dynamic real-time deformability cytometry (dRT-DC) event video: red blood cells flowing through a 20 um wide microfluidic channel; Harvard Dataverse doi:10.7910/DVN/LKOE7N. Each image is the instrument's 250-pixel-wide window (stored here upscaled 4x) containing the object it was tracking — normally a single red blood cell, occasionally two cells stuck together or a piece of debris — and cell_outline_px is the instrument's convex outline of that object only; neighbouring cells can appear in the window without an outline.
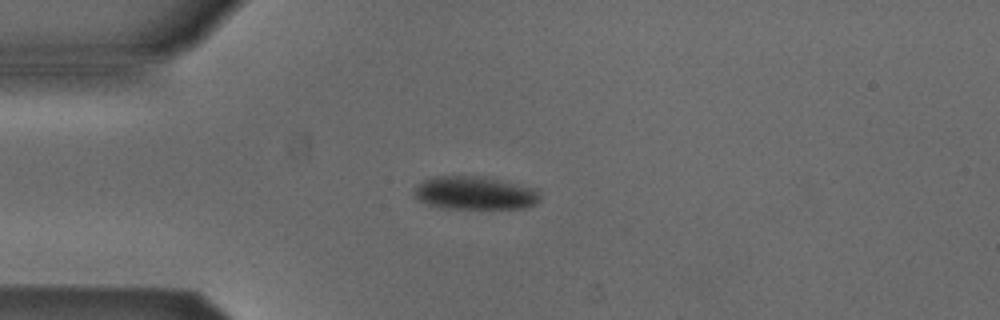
{"species": "Egyptian fruit bat (a non-hibernating species)", "species_latin": "Rousettus aegyptiacus", "temperature_condition": "cold", "stored_images_in_passage": 5, "camera_frame_rate_fps": 3000, "um_per_image_px": 0.085, "animal": {"sex": "male"}, "frame": {"image": 1, "passage_image": 3, "time_ms": 0.667, "image_size_px": [1000, 320], "cell_outline_px": [[540, 200], [536, 204], [524, 208], [440, 208], [428, 204], [420, 200], [412, 192], [416, 184], [432, 176], [484, 176], [536, 188], [540, 192]], "centroid_in_image_um": [40.37, 16.39], "position_along_channel_um": 44.6, "area_um2": 24.57}}
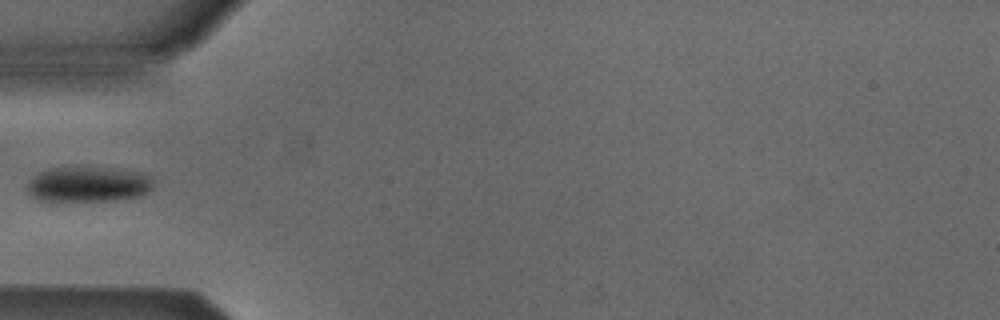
{"frame": {"image": 2, "passage_image": 4, "time_ms": 1.0, "image_size_px": [1000, 320], "cell_outline_px": [[152, 188], [148, 192], [140, 196], [116, 200], [40, 200], [32, 196], [28, 192], [28, 184], [40, 172], [48, 168], [112, 168], [136, 172], [148, 176], [152, 180]], "centroid_in_image_um": [7.53, 15.67], "position_along_channel_um": 77.5, "area_um2": 25.26}}